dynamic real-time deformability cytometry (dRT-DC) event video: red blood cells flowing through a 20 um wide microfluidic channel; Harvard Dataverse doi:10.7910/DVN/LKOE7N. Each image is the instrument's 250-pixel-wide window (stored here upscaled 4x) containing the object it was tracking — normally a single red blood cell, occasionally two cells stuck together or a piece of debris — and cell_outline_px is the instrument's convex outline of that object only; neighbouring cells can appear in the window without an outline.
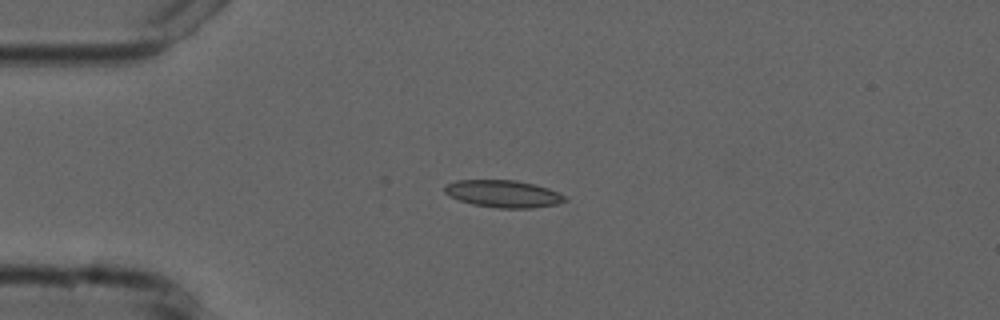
{"species": "common noctule bat (a hibernating species)", "species_latin": "Nyctalus noctula", "temperature_condition": "cold", "stored_images_in_passage": 2, "camera_frame_rate_fps": 3000, "um_per_image_px": 0.085, "animal": {"sex": "male", "forearm_length_mm": 52.5}, "frame": {"image": 1, "passage_image": 1, "time_ms": 0.0, "image_size_px": [1000, 320], "cell_outline_px": [[568, 200], [556, 204], [532, 208], [500, 208], [472, 204], [448, 196], [444, 192], [444, 188], [448, 184], [456, 180], [516, 180], [536, 184], [548, 188], [564, 196]], "centroid_in_image_um": [42.77, 16.47], "position_along_channel_um": 42.2, "area_um2": 19.02}}